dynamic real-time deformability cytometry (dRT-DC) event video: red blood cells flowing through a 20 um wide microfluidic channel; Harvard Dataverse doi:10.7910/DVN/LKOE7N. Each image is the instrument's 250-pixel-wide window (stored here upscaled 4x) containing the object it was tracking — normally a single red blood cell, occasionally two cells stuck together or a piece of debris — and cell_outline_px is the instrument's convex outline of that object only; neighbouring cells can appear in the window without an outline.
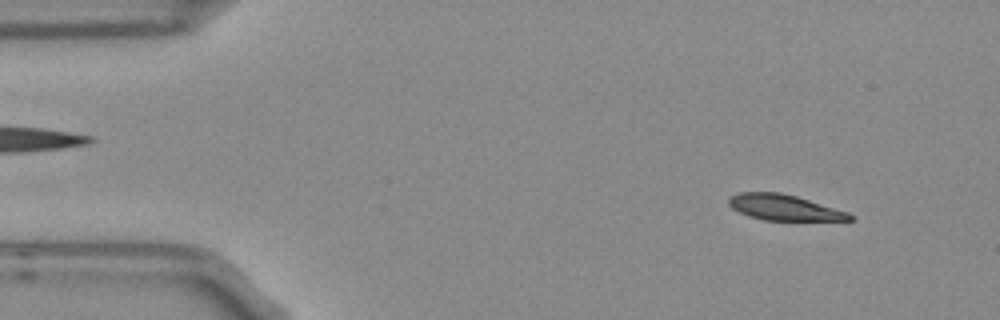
{"species": "Egyptian fruit bat (a non-hibernating species)", "species_latin": "Rousettus aegyptiacus", "temperature_condition": "room temperature", "stored_images_in_passage": 4, "camera_frame_rate_fps": 3000, "um_per_image_px": 0.085, "frame": {"image": 1, "passage_image": 1, "time_ms": 0.0, "image_size_px": [1000, 320], "cell_outline_px": [[856, 220], [764, 220], [748, 216], [732, 208], [728, 204], [728, 200], [732, 196], [740, 192], [780, 192], [796, 196], [848, 212], [856, 216]], "centroid_in_image_um": [66.68, 17.64], "position_along_channel_um": 18.3, "area_um2": 18.03}}
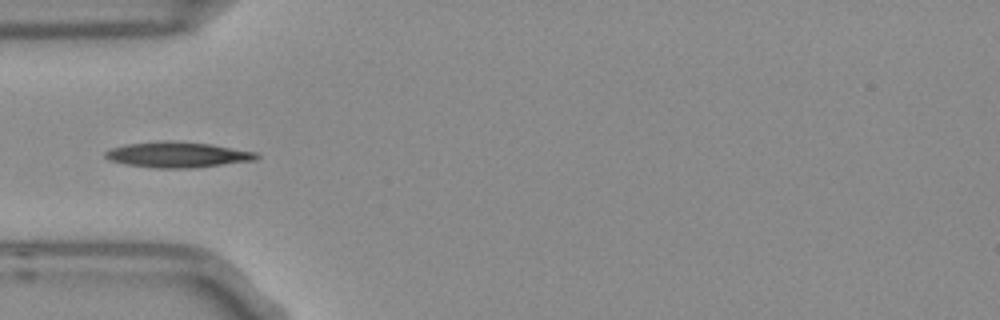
{"frame": {"image": 2, "passage_image": 4, "time_ms": 1.0, "image_size_px": [1000, 320], "cell_outline_px": [[260, 156], [256, 160], [192, 168], [156, 168], [128, 164], [112, 160], [104, 156], [104, 152], [112, 148], [124, 144], [156, 140], [172, 140], [212, 144], [256, 152]], "centroid_in_image_um": [15.1, 13.13], "position_along_channel_um": 69.9, "area_um2": 22.66}}